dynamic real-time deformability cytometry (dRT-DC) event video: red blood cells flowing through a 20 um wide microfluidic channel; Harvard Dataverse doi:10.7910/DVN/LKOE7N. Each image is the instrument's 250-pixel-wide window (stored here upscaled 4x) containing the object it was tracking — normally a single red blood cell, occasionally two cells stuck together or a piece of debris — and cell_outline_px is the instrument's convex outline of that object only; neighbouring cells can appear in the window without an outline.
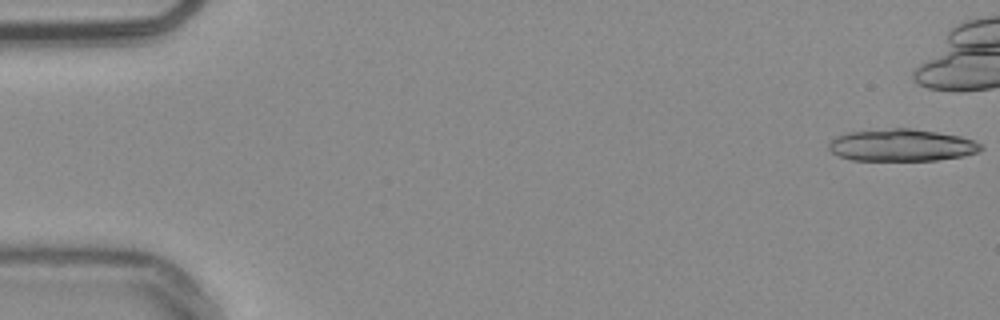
{"species": "common noctule bat (a hibernating species)", "species_latin": "Nyctalus noctula", "temperature_condition": "warm", "stored_images_in_passage": 30, "camera_frame_rate_fps": 3000, "um_per_image_px": 0.085, "animal": {"sex": "male", "body_mass_g": 20.4}, "frame": {"image": 1, "passage_image": 1, "time_ms": 0.0, "image_size_px": [1000, 320], "cell_outline_px": [[984, 148], [976, 152], [964, 156], [936, 160], [852, 160], [840, 156], [832, 152], [828, 148], [828, 144], [836, 136], [844, 132], [892, 128], [912, 128], [960, 136], [972, 140], [980, 144]], "centroid_in_image_um": [76.61, 12.33], "position_along_channel_um": 8.4, "area_um2": 28.44}}